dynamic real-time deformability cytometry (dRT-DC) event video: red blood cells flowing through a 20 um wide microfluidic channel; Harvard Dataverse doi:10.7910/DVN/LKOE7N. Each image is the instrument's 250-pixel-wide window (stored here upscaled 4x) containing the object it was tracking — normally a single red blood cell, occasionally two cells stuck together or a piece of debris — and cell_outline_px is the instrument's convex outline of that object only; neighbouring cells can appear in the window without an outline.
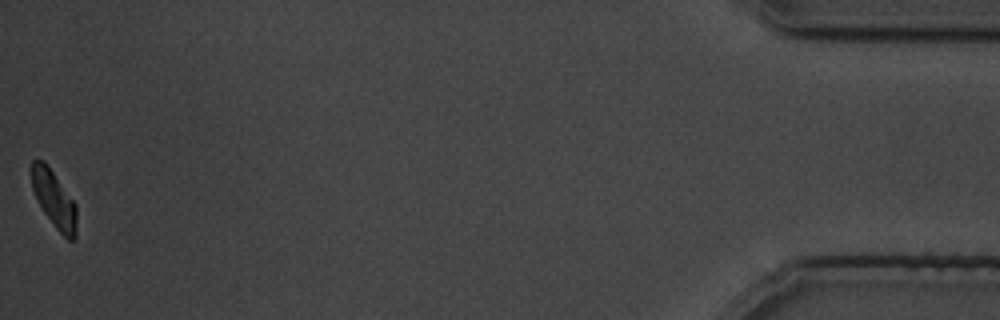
{"species": "common noctule bat (a hibernating species)", "species_latin": "Nyctalus noctula", "temperature_condition": "cold", "stored_images_in_passage": 36, "camera_frame_rate_fps": 3000, "um_per_image_px": 0.085, "animal": {"sex": "male", "body_mass_g": 19.5, "forearm_length_mm": 54.6}, "frame": {"image": 1, "passage_image": 36, "time_ms": 42.0, "image_size_px": [1000, 320], "cell_outline_px": [[76, 236], [72, 240], [68, 240], [56, 228], [44, 212], [32, 188], [32, 160], [44, 160], [76, 204]], "centroid_in_image_um": [4.61, 16.94], "position_along_channel_um": 430.6, "area_um2": 14.57}}